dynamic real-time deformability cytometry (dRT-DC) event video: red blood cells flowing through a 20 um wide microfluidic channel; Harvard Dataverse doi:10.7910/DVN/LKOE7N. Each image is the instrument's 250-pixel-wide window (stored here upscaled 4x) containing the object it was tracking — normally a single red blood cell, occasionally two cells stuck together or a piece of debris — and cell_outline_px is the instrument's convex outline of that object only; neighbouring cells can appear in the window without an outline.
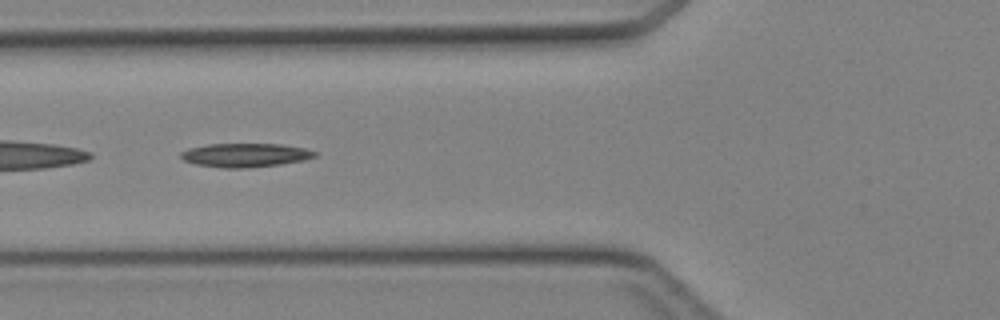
{"species": "Egyptian fruit bat (a non-hibernating species)", "species_latin": "Rousettus aegyptiacus", "temperature_condition": "cold", "stored_images_in_passage": 44, "segment_of_instrument_passage": [2, 2], "camera_frame_rate_fps": 3000, "um_per_image_px": 0.085, "animal": {"sex": "female"}, "frame": {"image": 1, "passage_image": 16, "time_ms": 5.0, "image_size_px": [1000, 320], "cell_outline_px": [[320, 152], [316, 156], [304, 160], [280, 164], [244, 168], [224, 168], [196, 164], [184, 160], [180, 156], [180, 152], [188, 148], [208, 144], [280, 144], [304, 148]], "centroid_in_image_um": [20.86, 13.18], "position_along_channel_um": 104.9, "area_um2": 18.55}}
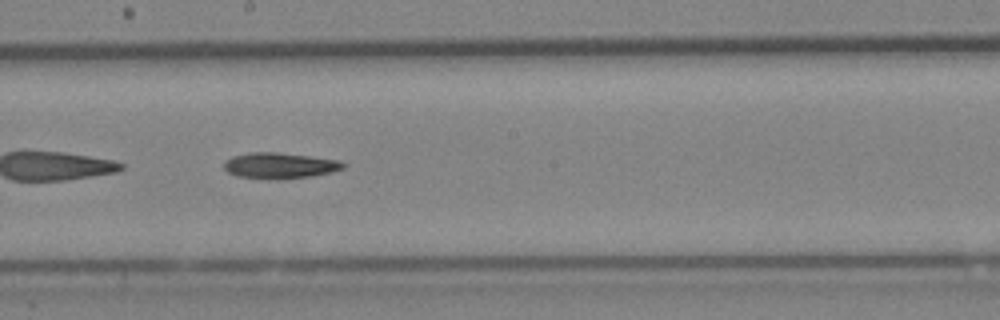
{"frame": {"image": 2, "passage_image": 24, "time_ms": 7.667, "image_size_px": [1000, 320], "cell_outline_px": [[348, 164], [344, 168], [332, 172], [312, 176], [236, 176], [228, 172], [224, 168], [224, 160], [232, 156], [248, 152], [276, 152], [312, 156], [340, 160]], "centroid_in_image_um": [23.82, 14.01], "position_along_channel_um": 224.4, "area_um2": 17.22}}
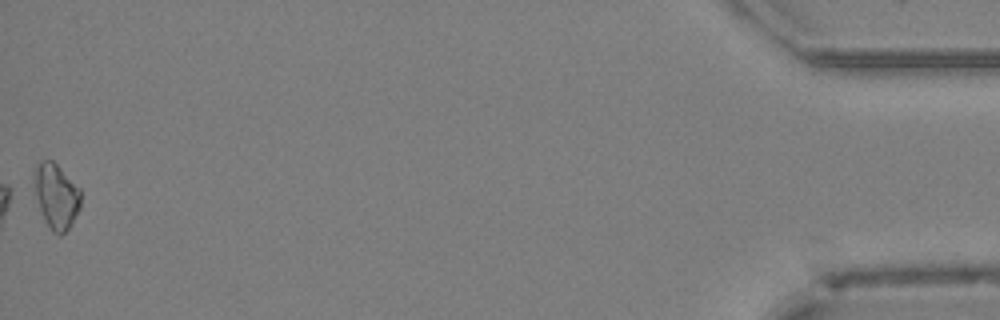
{"frame": {"image": 3, "passage_image": 44, "time_ms": 14.333, "image_size_px": [1000, 320], "cell_outline_px": [[80, 208], [72, 224], [60, 236], [52, 232], [44, 220], [36, 196], [32, 172], [36, 164], [40, 160], [52, 160], [80, 188]], "centroid_in_image_um": [4.76, 16.66], "position_along_channel_um": 430.4, "area_um2": 17.74}}